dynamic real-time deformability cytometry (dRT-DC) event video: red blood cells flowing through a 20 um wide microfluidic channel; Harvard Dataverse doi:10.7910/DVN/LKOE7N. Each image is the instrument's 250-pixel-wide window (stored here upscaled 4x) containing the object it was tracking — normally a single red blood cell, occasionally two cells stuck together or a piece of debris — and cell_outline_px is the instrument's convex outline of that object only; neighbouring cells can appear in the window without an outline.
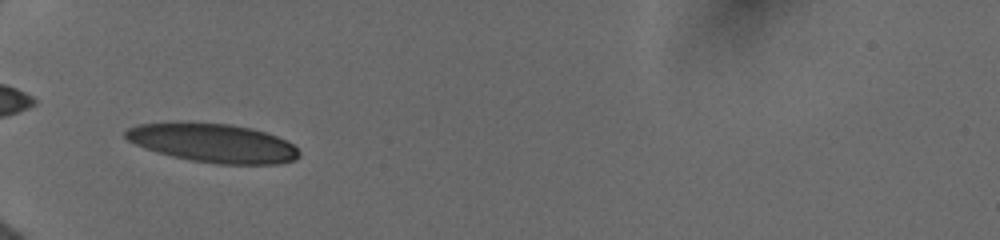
{"species": "human", "species_latin": "Homo sapiens", "temperature_condition": "cold", "stored_images_in_passage": 13, "camera_frame_rate_fps": 3000, "um_per_image_px": 0.085, "donor": {"sex": "female"}, "frame": {"image": 1, "passage_image": 10, "time_ms": 3.333, "image_size_px": [1000, 240], "cell_outline_px": [[300, 156], [296, 160], [276, 164], [216, 164], [192, 160], [172, 156], [156, 152], [144, 148], [128, 140], [124, 136], [124, 132], [128, 128], [140, 124], [228, 124], [252, 128], [276, 136], [292, 144], [300, 152]], "centroid_in_image_um": [18.15, 12.19], "position_along_channel_um": 66.9, "area_um2": 38.44}}